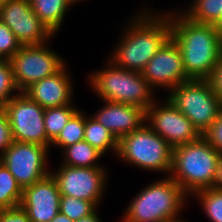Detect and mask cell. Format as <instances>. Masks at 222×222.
<instances>
[{
    "label": "cell",
    "mask_w": 222,
    "mask_h": 222,
    "mask_svg": "<svg viewBox=\"0 0 222 222\" xmlns=\"http://www.w3.org/2000/svg\"><path fill=\"white\" fill-rule=\"evenodd\" d=\"M146 9L132 17L124 29L125 33L120 36L121 39L109 58L117 67L142 72L149 60L171 37L169 13L160 14Z\"/></svg>",
    "instance_id": "6da1fadb"
},
{
    "label": "cell",
    "mask_w": 222,
    "mask_h": 222,
    "mask_svg": "<svg viewBox=\"0 0 222 222\" xmlns=\"http://www.w3.org/2000/svg\"><path fill=\"white\" fill-rule=\"evenodd\" d=\"M171 37L178 44L191 79H207L222 54V38L215 25L196 23L182 13L169 12Z\"/></svg>",
    "instance_id": "7a4b0ae2"
},
{
    "label": "cell",
    "mask_w": 222,
    "mask_h": 222,
    "mask_svg": "<svg viewBox=\"0 0 222 222\" xmlns=\"http://www.w3.org/2000/svg\"><path fill=\"white\" fill-rule=\"evenodd\" d=\"M169 176L190 197L196 191L222 185V155L202 136L173 148Z\"/></svg>",
    "instance_id": "3957f363"
},
{
    "label": "cell",
    "mask_w": 222,
    "mask_h": 222,
    "mask_svg": "<svg viewBox=\"0 0 222 222\" xmlns=\"http://www.w3.org/2000/svg\"><path fill=\"white\" fill-rule=\"evenodd\" d=\"M188 197L170 176L164 177L146 186L130 201L120 222H161L176 218Z\"/></svg>",
    "instance_id": "277c9868"
},
{
    "label": "cell",
    "mask_w": 222,
    "mask_h": 222,
    "mask_svg": "<svg viewBox=\"0 0 222 222\" xmlns=\"http://www.w3.org/2000/svg\"><path fill=\"white\" fill-rule=\"evenodd\" d=\"M87 81L103 101L131 104L146 110L156 100L141 72L117 67L108 59L106 68L89 74Z\"/></svg>",
    "instance_id": "5b68a950"
},
{
    "label": "cell",
    "mask_w": 222,
    "mask_h": 222,
    "mask_svg": "<svg viewBox=\"0 0 222 222\" xmlns=\"http://www.w3.org/2000/svg\"><path fill=\"white\" fill-rule=\"evenodd\" d=\"M173 148L146 123L118 140L117 155L123 162L148 171L164 172L168 177ZM168 174V175H167Z\"/></svg>",
    "instance_id": "8992f818"
},
{
    "label": "cell",
    "mask_w": 222,
    "mask_h": 222,
    "mask_svg": "<svg viewBox=\"0 0 222 222\" xmlns=\"http://www.w3.org/2000/svg\"><path fill=\"white\" fill-rule=\"evenodd\" d=\"M167 97L201 134L211 126L222 109L207 79H191L181 83Z\"/></svg>",
    "instance_id": "52a82bcc"
},
{
    "label": "cell",
    "mask_w": 222,
    "mask_h": 222,
    "mask_svg": "<svg viewBox=\"0 0 222 222\" xmlns=\"http://www.w3.org/2000/svg\"><path fill=\"white\" fill-rule=\"evenodd\" d=\"M47 45L21 46L10 59L14 82L20 92L34 82L56 74L66 65L65 60Z\"/></svg>",
    "instance_id": "ba28073f"
},
{
    "label": "cell",
    "mask_w": 222,
    "mask_h": 222,
    "mask_svg": "<svg viewBox=\"0 0 222 222\" xmlns=\"http://www.w3.org/2000/svg\"><path fill=\"white\" fill-rule=\"evenodd\" d=\"M3 110L8 116L14 141L52 147L44 126L45 109L25 93L19 92L12 97Z\"/></svg>",
    "instance_id": "9c48e42d"
},
{
    "label": "cell",
    "mask_w": 222,
    "mask_h": 222,
    "mask_svg": "<svg viewBox=\"0 0 222 222\" xmlns=\"http://www.w3.org/2000/svg\"><path fill=\"white\" fill-rule=\"evenodd\" d=\"M161 106L157 100L145 110V123L172 148L188 144L202 134L167 98ZM159 106V107H158Z\"/></svg>",
    "instance_id": "30bf717a"
},
{
    "label": "cell",
    "mask_w": 222,
    "mask_h": 222,
    "mask_svg": "<svg viewBox=\"0 0 222 222\" xmlns=\"http://www.w3.org/2000/svg\"><path fill=\"white\" fill-rule=\"evenodd\" d=\"M48 149L39 144L13 141L0 156L1 163L12 173L23 189L50 174L51 170L46 168Z\"/></svg>",
    "instance_id": "8fae6325"
},
{
    "label": "cell",
    "mask_w": 222,
    "mask_h": 222,
    "mask_svg": "<svg viewBox=\"0 0 222 222\" xmlns=\"http://www.w3.org/2000/svg\"><path fill=\"white\" fill-rule=\"evenodd\" d=\"M50 173L55 178L61 195L90 201L98 208L105 195L103 193L108 176L104 167L61 165L58 170Z\"/></svg>",
    "instance_id": "7c38bea8"
},
{
    "label": "cell",
    "mask_w": 222,
    "mask_h": 222,
    "mask_svg": "<svg viewBox=\"0 0 222 222\" xmlns=\"http://www.w3.org/2000/svg\"><path fill=\"white\" fill-rule=\"evenodd\" d=\"M0 20L11 29L21 46L41 45L54 38L32 10L29 0H9L2 4Z\"/></svg>",
    "instance_id": "4fadbf2b"
},
{
    "label": "cell",
    "mask_w": 222,
    "mask_h": 222,
    "mask_svg": "<svg viewBox=\"0 0 222 222\" xmlns=\"http://www.w3.org/2000/svg\"><path fill=\"white\" fill-rule=\"evenodd\" d=\"M141 73L153 90L157 87L169 89L170 92L181 83L191 80L184 69L181 50L172 37L149 60Z\"/></svg>",
    "instance_id": "5bb4252c"
},
{
    "label": "cell",
    "mask_w": 222,
    "mask_h": 222,
    "mask_svg": "<svg viewBox=\"0 0 222 222\" xmlns=\"http://www.w3.org/2000/svg\"><path fill=\"white\" fill-rule=\"evenodd\" d=\"M60 199L57 182L50 173L23 188L20 206L32 222H50L59 213Z\"/></svg>",
    "instance_id": "9a60e30c"
},
{
    "label": "cell",
    "mask_w": 222,
    "mask_h": 222,
    "mask_svg": "<svg viewBox=\"0 0 222 222\" xmlns=\"http://www.w3.org/2000/svg\"><path fill=\"white\" fill-rule=\"evenodd\" d=\"M65 65L56 74L34 82L23 93L42 108L74 105L73 84Z\"/></svg>",
    "instance_id": "2e32d148"
},
{
    "label": "cell",
    "mask_w": 222,
    "mask_h": 222,
    "mask_svg": "<svg viewBox=\"0 0 222 222\" xmlns=\"http://www.w3.org/2000/svg\"><path fill=\"white\" fill-rule=\"evenodd\" d=\"M105 105L92 116L119 140L138 130L145 123V110L119 102L104 101Z\"/></svg>",
    "instance_id": "e0dca14e"
},
{
    "label": "cell",
    "mask_w": 222,
    "mask_h": 222,
    "mask_svg": "<svg viewBox=\"0 0 222 222\" xmlns=\"http://www.w3.org/2000/svg\"><path fill=\"white\" fill-rule=\"evenodd\" d=\"M32 10L47 29L55 36L61 28L69 8L77 0H29Z\"/></svg>",
    "instance_id": "ac0fdd59"
},
{
    "label": "cell",
    "mask_w": 222,
    "mask_h": 222,
    "mask_svg": "<svg viewBox=\"0 0 222 222\" xmlns=\"http://www.w3.org/2000/svg\"><path fill=\"white\" fill-rule=\"evenodd\" d=\"M88 117L85 114L84 141L88 142L103 155L110 150L117 154L118 139L92 115Z\"/></svg>",
    "instance_id": "d6986e66"
},
{
    "label": "cell",
    "mask_w": 222,
    "mask_h": 222,
    "mask_svg": "<svg viewBox=\"0 0 222 222\" xmlns=\"http://www.w3.org/2000/svg\"><path fill=\"white\" fill-rule=\"evenodd\" d=\"M62 165L73 167H104L97 162L103 156L96 148L82 140L65 147L63 150Z\"/></svg>",
    "instance_id": "ffe728a7"
},
{
    "label": "cell",
    "mask_w": 222,
    "mask_h": 222,
    "mask_svg": "<svg viewBox=\"0 0 222 222\" xmlns=\"http://www.w3.org/2000/svg\"><path fill=\"white\" fill-rule=\"evenodd\" d=\"M181 13L193 22L216 25L222 18V0H192Z\"/></svg>",
    "instance_id": "44dd1931"
},
{
    "label": "cell",
    "mask_w": 222,
    "mask_h": 222,
    "mask_svg": "<svg viewBox=\"0 0 222 222\" xmlns=\"http://www.w3.org/2000/svg\"><path fill=\"white\" fill-rule=\"evenodd\" d=\"M75 105L45 108L44 126L47 138L53 142L70 118L79 110Z\"/></svg>",
    "instance_id": "7402d4cb"
},
{
    "label": "cell",
    "mask_w": 222,
    "mask_h": 222,
    "mask_svg": "<svg viewBox=\"0 0 222 222\" xmlns=\"http://www.w3.org/2000/svg\"><path fill=\"white\" fill-rule=\"evenodd\" d=\"M23 189L12 173L0 163V209L14 208L20 205Z\"/></svg>",
    "instance_id": "603a6c76"
},
{
    "label": "cell",
    "mask_w": 222,
    "mask_h": 222,
    "mask_svg": "<svg viewBox=\"0 0 222 222\" xmlns=\"http://www.w3.org/2000/svg\"><path fill=\"white\" fill-rule=\"evenodd\" d=\"M85 113L80 109L70 118L63 130L51 145L64 149L84 140Z\"/></svg>",
    "instance_id": "cb8c5ba5"
},
{
    "label": "cell",
    "mask_w": 222,
    "mask_h": 222,
    "mask_svg": "<svg viewBox=\"0 0 222 222\" xmlns=\"http://www.w3.org/2000/svg\"><path fill=\"white\" fill-rule=\"evenodd\" d=\"M211 222H222V185L196 191L192 194Z\"/></svg>",
    "instance_id": "d4e9b609"
},
{
    "label": "cell",
    "mask_w": 222,
    "mask_h": 222,
    "mask_svg": "<svg viewBox=\"0 0 222 222\" xmlns=\"http://www.w3.org/2000/svg\"><path fill=\"white\" fill-rule=\"evenodd\" d=\"M96 209L98 208L90 201L61 195L59 212L75 222L92 214Z\"/></svg>",
    "instance_id": "484cf974"
},
{
    "label": "cell",
    "mask_w": 222,
    "mask_h": 222,
    "mask_svg": "<svg viewBox=\"0 0 222 222\" xmlns=\"http://www.w3.org/2000/svg\"><path fill=\"white\" fill-rule=\"evenodd\" d=\"M14 92L16 94H13ZM19 92L14 82L10 60L0 59V103L4 106Z\"/></svg>",
    "instance_id": "4316f807"
},
{
    "label": "cell",
    "mask_w": 222,
    "mask_h": 222,
    "mask_svg": "<svg viewBox=\"0 0 222 222\" xmlns=\"http://www.w3.org/2000/svg\"><path fill=\"white\" fill-rule=\"evenodd\" d=\"M20 48L14 33L0 20V59L10 60Z\"/></svg>",
    "instance_id": "83f0119b"
},
{
    "label": "cell",
    "mask_w": 222,
    "mask_h": 222,
    "mask_svg": "<svg viewBox=\"0 0 222 222\" xmlns=\"http://www.w3.org/2000/svg\"><path fill=\"white\" fill-rule=\"evenodd\" d=\"M202 137L222 155V109L211 126L202 134Z\"/></svg>",
    "instance_id": "f1b7e54d"
},
{
    "label": "cell",
    "mask_w": 222,
    "mask_h": 222,
    "mask_svg": "<svg viewBox=\"0 0 222 222\" xmlns=\"http://www.w3.org/2000/svg\"><path fill=\"white\" fill-rule=\"evenodd\" d=\"M13 141L8 116L2 110L0 112V156L12 145Z\"/></svg>",
    "instance_id": "f546056e"
},
{
    "label": "cell",
    "mask_w": 222,
    "mask_h": 222,
    "mask_svg": "<svg viewBox=\"0 0 222 222\" xmlns=\"http://www.w3.org/2000/svg\"><path fill=\"white\" fill-rule=\"evenodd\" d=\"M207 80L210 83L214 94L222 104V54Z\"/></svg>",
    "instance_id": "4dcf8cb0"
},
{
    "label": "cell",
    "mask_w": 222,
    "mask_h": 222,
    "mask_svg": "<svg viewBox=\"0 0 222 222\" xmlns=\"http://www.w3.org/2000/svg\"><path fill=\"white\" fill-rule=\"evenodd\" d=\"M0 222H32L26 211L19 205L14 208L0 209Z\"/></svg>",
    "instance_id": "1f68e13d"
},
{
    "label": "cell",
    "mask_w": 222,
    "mask_h": 222,
    "mask_svg": "<svg viewBox=\"0 0 222 222\" xmlns=\"http://www.w3.org/2000/svg\"><path fill=\"white\" fill-rule=\"evenodd\" d=\"M76 222H102L100 217L98 216L97 211L95 210L92 214L79 219Z\"/></svg>",
    "instance_id": "d6a6232c"
},
{
    "label": "cell",
    "mask_w": 222,
    "mask_h": 222,
    "mask_svg": "<svg viewBox=\"0 0 222 222\" xmlns=\"http://www.w3.org/2000/svg\"><path fill=\"white\" fill-rule=\"evenodd\" d=\"M50 222H75L71 220L68 216L59 212Z\"/></svg>",
    "instance_id": "836d02e7"
},
{
    "label": "cell",
    "mask_w": 222,
    "mask_h": 222,
    "mask_svg": "<svg viewBox=\"0 0 222 222\" xmlns=\"http://www.w3.org/2000/svg\"><path fill=\"white\" fill-rule=\"evenodd\" d=\"M216 30L218 31L219 35L222 38V18L219 20V22L215 25Z\"/></svg>",
    "instance_id": "e575fe53"
},
{
    "label": "cell",
    "mask_w": 222,
    "mask_h": 222,
    "mask_svg": "<svg viewBox=\"0 0 222 222\" xmlns=\"http://www.w3.org/2000/svg\"><path fill=\"white\" fill-rule=\"evenodd\" d=\"M161 222H184V220H181V219L179 218V216H178V217H176V218L168 219V220L161 221ZM185 222H186V221H185ZM187 222H188V221H187Z\"/></svg>",
    "instance_id": "d590c367"
},
{
    "label": "cell",
    "mask_w": 222,
    "mask_h": 222,
    "mask_svg": "<svg viewBox=\"0 0 222 222\" xmlns=\"http://www.w3.org/2000/svg\"><path fill=\"white\" fill-rule=\"evenodd\" d=\"M7 1H9V0H0V6H1L2 4L6 3Z\"/></svg>",
    "instance_id": "8d00e7d4"
},
{
    "label": "cell",
    "mask_w": 222,
    "mask_h": 222,
    "mask_svg": "<svg viewBox=\"0 0 222 222\" xmlns=\"http://www.w3.org/2000/svg\"><path fill=\"white\" fill-rule=\"evenodd\" d=\"M3 110V105L0 103V112Z\"/></svg>",
    "instance_id": "74e56055"
}]
</instances>
